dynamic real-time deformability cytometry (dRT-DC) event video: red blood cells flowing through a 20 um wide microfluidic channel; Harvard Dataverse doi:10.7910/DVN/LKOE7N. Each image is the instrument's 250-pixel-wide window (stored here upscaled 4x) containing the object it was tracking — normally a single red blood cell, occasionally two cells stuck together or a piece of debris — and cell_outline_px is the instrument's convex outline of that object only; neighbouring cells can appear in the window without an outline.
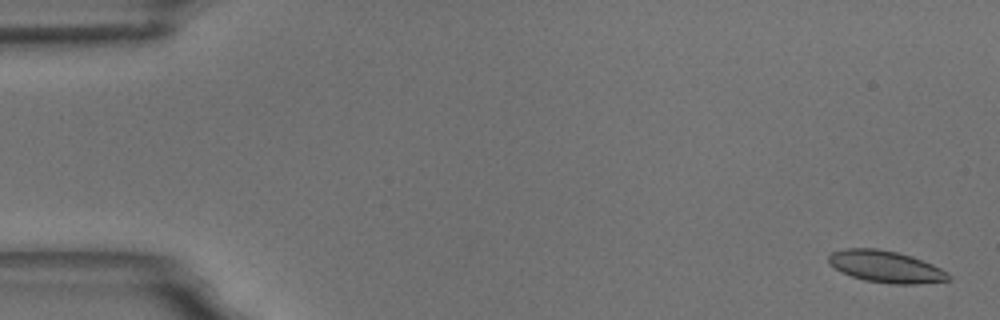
{"species": "common noctule bat (a hibernating species)", "species_latin": "Nyctalus noctula", "temperature_condition": "room temperature", "stored_images_in_passage": 15, "camera_frame_rate_fps": 3000, "um_per_image_px": 0.085, "animal": {"sex": "male", "body_mass_g": 18.8}, "frame": {"image": 1, "passage_image": 1, "time_ms": 0.0, "image_size_px": [1000, 320], "cell_outline_px": [[952, 280], [916, 284], [892, 284], [864, 280], [840, 272], [828, 264], [828, 256], [832, 252], [844, 248], [876, 248], [896, 252], [912, 256], [932, 264], [948, 272], [952, 276]], "centroid_in_image_um": [75.29, 22.67], "position_along_channel_um": 9.7, "area_um2": 22.43}}
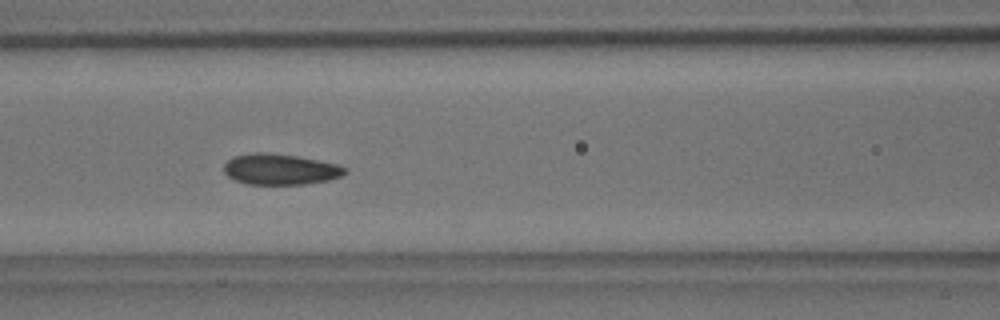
{"frame": {"image": 2, "passage_image": 7, "time_ms": 7.667, "image_size_px": [1000, 320], "cell_outline_px": [[348, 172], [340, 176], [328, 180], [304, 184], [244, 184], [228, 176], [224, 172], [224, 164], [232, 156], [252, 152], [264, 152], [296, 156], [336, 164], [348, 168]], "centroid_in_image_um": [23.79, 14.38], "position_along_channel_um": 142.8, "area_um2": 21.73}}